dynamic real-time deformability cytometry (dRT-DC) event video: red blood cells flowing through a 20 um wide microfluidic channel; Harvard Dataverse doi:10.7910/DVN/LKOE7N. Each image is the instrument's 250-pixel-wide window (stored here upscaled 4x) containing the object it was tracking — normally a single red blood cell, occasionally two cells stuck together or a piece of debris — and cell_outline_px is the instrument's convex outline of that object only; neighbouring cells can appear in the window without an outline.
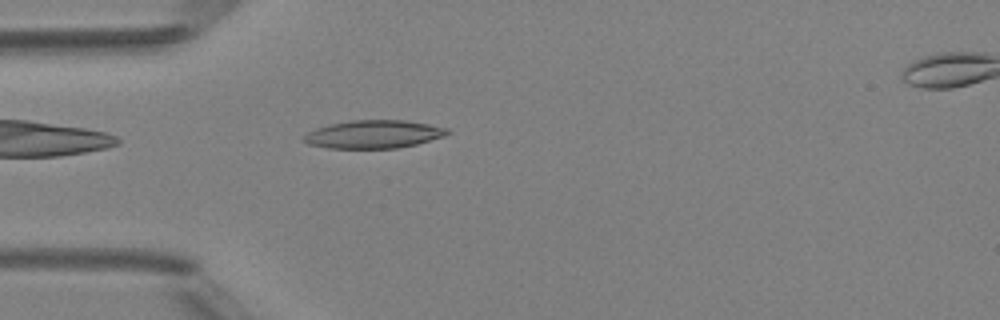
{"species": "Egyptian fruit bat (a non-hibernating species)", "species_latin": "Rousettus aegyptiacus", "temperature_condition": "room temperature", "stored_images_in_passage": 37, "camera_frame_rate_fps": 3000, "um_per_image_px": 0.085, "animal": {"sex": "female"}, "frame": {"image": 1, "passage_image": 2, "time_ms": 0.333, "image_size_px": [1000, 320], "cell_outline_px": [[452, 132], [444, 136], [416, 144], [400, 148], [328, 148], [308, 144], [300, 140], [308, 132], [316, 128], [332, 124], [352, 120], [404, 120], [428, 124], [448, 128]], "centroid_in_image_um": [31.76, 11.41], "position_along_channel_um": 53.2, "area_um2": 23.47}}
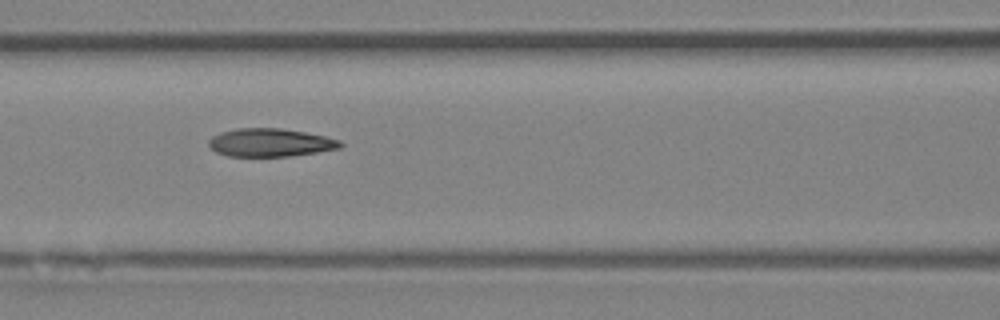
{"frame": {"image": 2, "passage_image": 9, "time_ms": 2.667, "image_size_px": [1000, 320], "cell_outline_px": [[344, 144], [340, 148], [316, 152], [288, 156], [228, 156], [216, 152], [208, 144], [208, 140], [212, 136], [220, 132], [236, 128], [280, 128], [304, 132], [324, 136], [340, 140]], "centroid_in_image_um": [22.95, 12.11], "position_along_channel_um": 143.6, "area_um2": 21.5}}
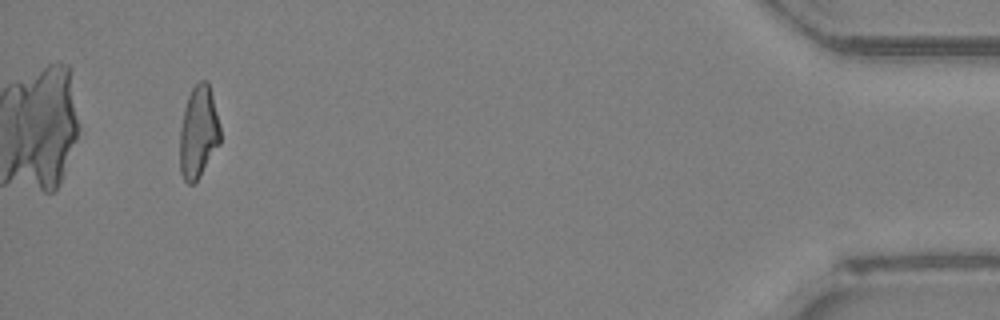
{"frame": {"image": 3, "passage_image": 34, "time_ms": 11.0, "image_size_px": [1000, 320], "cell_outline_px": [[220, 144], [200, 176], [192, 184], [188, 184], [184, 180], [180, 172], [180, 128], [184, 108], [188, 96], [192, 88], [200, 80], [208, 80], [220, 128]], "centroid_in_image_um": [16.86, 11.24], "position_along_channel_um": 418.3, "area_um2": 21.68}, "authors_computed_cell_mechanics": {"area_um2": 22.0218, "velocity_mm_per_s": 4.1963, "shape_relaxation_time_tau1_ms": 8.7818, "shape_relaxation_time_tau2_ms": 2.2059, "deformation_change_tau1": 0.23, "deformation_change_tau2": 0.103}}